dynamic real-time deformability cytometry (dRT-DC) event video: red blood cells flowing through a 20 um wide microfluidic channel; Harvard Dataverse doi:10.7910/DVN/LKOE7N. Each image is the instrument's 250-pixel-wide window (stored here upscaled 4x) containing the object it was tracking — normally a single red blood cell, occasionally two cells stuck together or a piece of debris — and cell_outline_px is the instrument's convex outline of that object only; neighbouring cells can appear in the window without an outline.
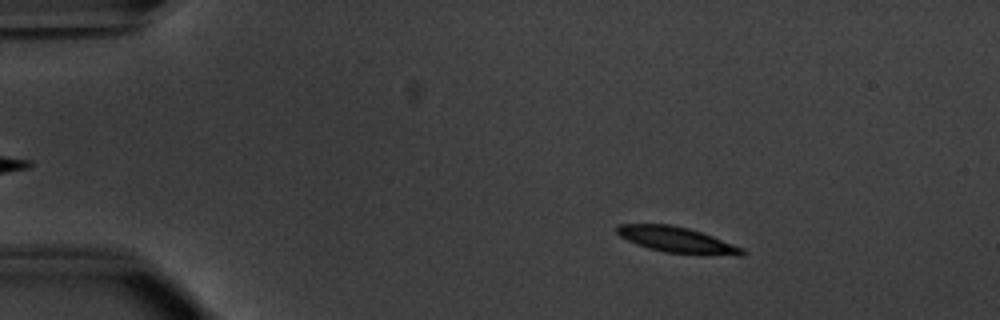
{"species": "common noctule bat (a hibernating species)", "species_latin": "Nyctalus noctula", "temperature_condition": "warm", "stored_images_in_passage": 54, "camera_frame_rate_fps": 3000, "um_per_image_px": 0.085, "animal": {"sex": "male", "body_mass_g": 20.1, "forearm_length_mm": 53.5}, "frame": {"image": 1, "passage_image": 9, "time_ms": 2.667, "image_size_px": [1000, 320], "cell_outline_px": [[748, 252], [744, 256], [704, 256], [664, 252], [648, 248], [636, 244], [620, 236], [616, 232], [616, 228], [620, 224], [672, 224], [688, 228], [712, 236], [744, 248]], "centroid_in_image_um": [57.63, 20.42], "position_along_channel_um": 27.4, "area_um2": 19.25}}
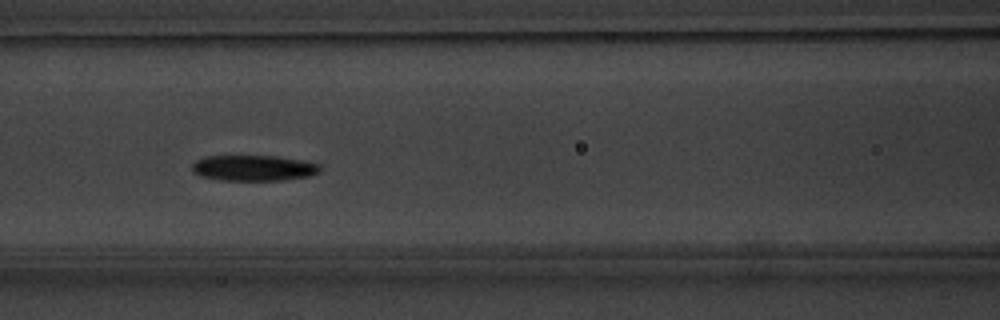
{"frame": {"image": 2, "passage_image": 24, "time_ms": 7.667, "image_size_px": [1000, 320], "cell_outline_px": [[320, 172], [308, 176], [284, 180], [220, 180], [200, 176], [192, 172], [192, 164], [196, 160], [204, 156], [276, 156], [300, 160], [320, 164]], "centroid_in_image_um": [21.52, 14.28], "position_along_channel_um": 145.1, "area_um2": 19.19}}
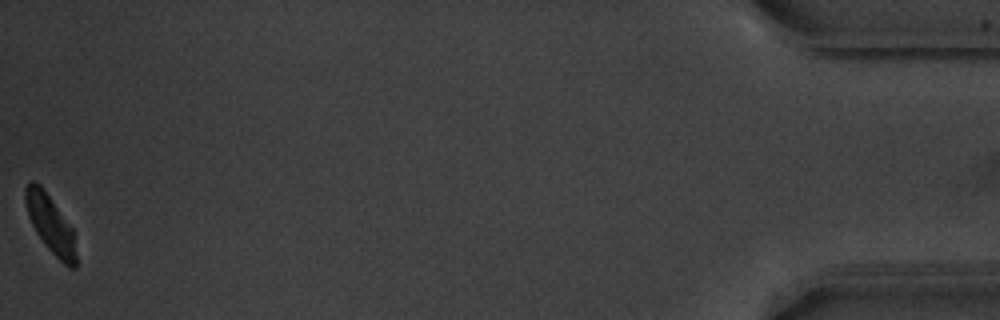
{"frame": {"image": 3, "passage_image": 54, "time_ms": 17.667, "image_size_px": [1000, 320], "cell_outline_px": [[76, 268], [68, 268], [48, 248], [36, 232], [28, 216], [24, 200], [24, 188], [32, 180], [40, 184], [72, 228], [76, 256]], "centroid_in_image_um": [4.26, 19.04], "position_along_channel_um": 430.9, "area_um2": 16.76}, "authors_computed_cell_mechanics": {"area_um2": 19.0162, "velocity_mm_per_s": 3.7659, "shape_relaxation_time_tau1_ms": 2.4437, "shape_relaxation_time_tau2_ms": null, "deformation_change_tau1": 0.1093, "deformation_change_tau2": null}}